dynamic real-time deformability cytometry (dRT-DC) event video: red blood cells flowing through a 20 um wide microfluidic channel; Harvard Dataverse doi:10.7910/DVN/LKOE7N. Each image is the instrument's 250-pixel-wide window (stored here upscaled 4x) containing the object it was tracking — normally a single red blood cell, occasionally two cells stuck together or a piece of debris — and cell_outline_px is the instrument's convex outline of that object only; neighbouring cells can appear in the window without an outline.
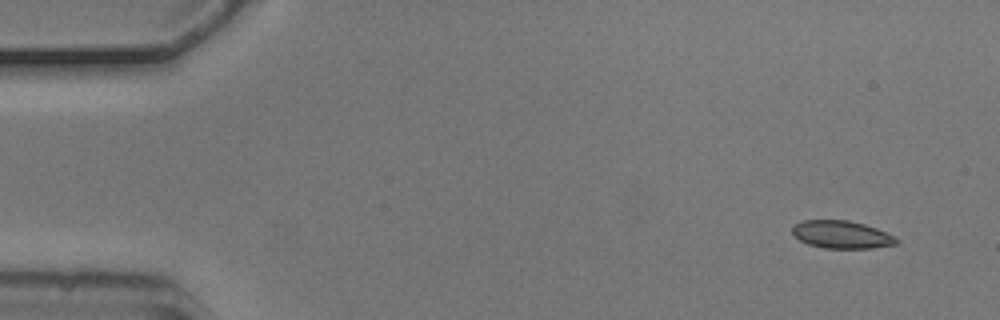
{"species": "common noctule bat (a hibernating species)", "species_latin": "Nyctalus noctula", "temperature_condition": "cold", "stored_images_in_passage": 5, "camera_frame_rate_fps": 3000, "um_per_image_px": 0.085, "animal": {"sex": "male", "body_mass_g": 20.5, "forearm_length_mm": 52.5}, "frame": {"image": 1, "passage_image": 1, "time_ms": 0.0, "image_size_px": [1000, 320], "cell_outline_px": [[900, 240], [896, 244], [872, 248], [824, 248], [808, 244], [800, 240], [792, 232], [792, 224], [804, 220], [848, 220], [864, 224], [876, 228]], "centroid_in_image_um": [71.51, 19.93], "position_along_channel_um": 13.5, "area_um2": 16.7}}
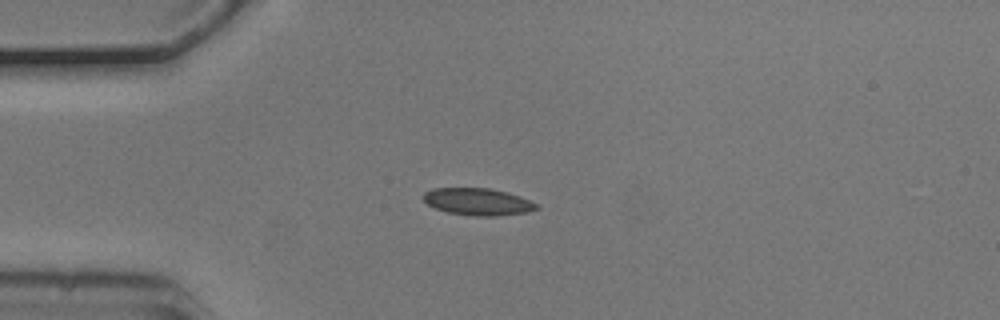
{"frame": {"image": 2, "passage_image": 4, "time_ms": 1.0, "image_size_px": [1000, 320], "cell_outline_px": [[540, 208], [528, 212], [496, 216], [472, 216], [448, 212], [436, 208], [428, 204], [424, 200], [424, 192], [432, 188], [488, 188], [508, 192], [520, 196], [540, 204]], "centroid_in_image_um": [40.67, 17.15], "position_along_channel_um": 44.3, "area_um2": 17.98}}
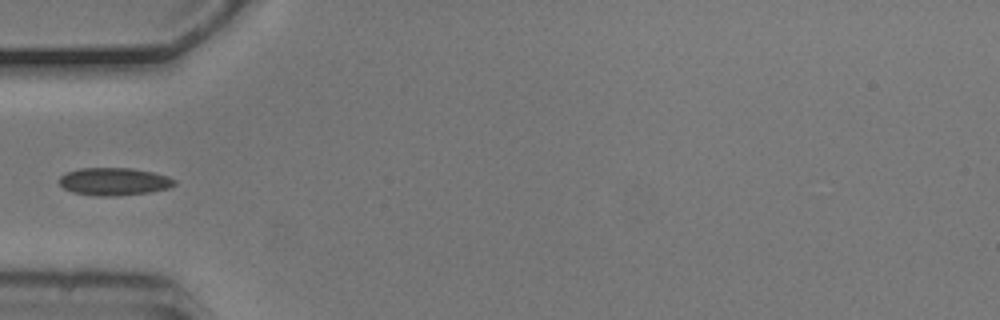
{"frame": {"image": 3, "passage_image": 5, "time_ms": 1.333, "image_size_px": [1000, 320], "cell_outline_px": [[176, 184], [168, 188], [148, 192], [116, 196], [96, 196], [72, 192], [64, 188], [60, 184], [60, 176], [64, 172], [80, 168], [132, 168], [152, 172], [168, 176], [176, 180]], "centroid_in_image_um": [9.68, 15.42], "position_along_channel_um": 75.3, "area_um2": 18.61}}